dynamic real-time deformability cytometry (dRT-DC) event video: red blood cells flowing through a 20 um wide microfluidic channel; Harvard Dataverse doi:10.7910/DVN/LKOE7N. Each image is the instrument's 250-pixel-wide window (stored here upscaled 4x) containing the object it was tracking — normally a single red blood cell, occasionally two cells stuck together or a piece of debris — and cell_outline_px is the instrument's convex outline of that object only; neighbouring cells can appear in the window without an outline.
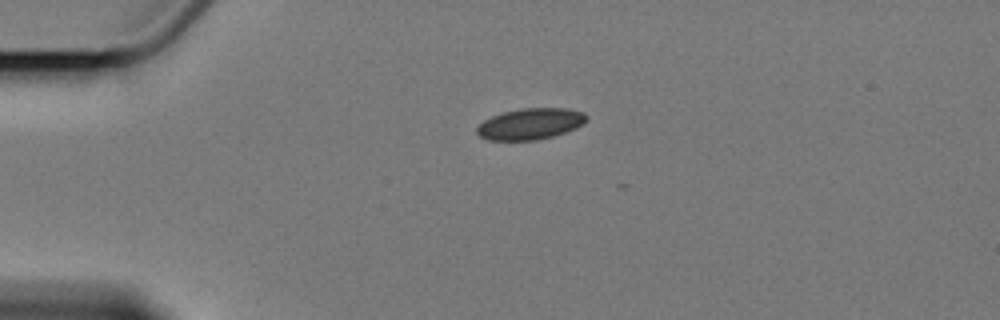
{"species": "Egyptian fruit bat (a non-hibernating species)", "species_latin": "Rousettus aegyptiacus", "temperature_condition": "cold", "stored_images_in_passage": 3, "camera_frame_rate_fps": 3000, "um_per_image_px": 0.085, "animal": {"sex": "female"}, "frame": {"image": 1, "passage_image": 1, "time_ms": 0.0, "image_size_px": [1000, 320], "cell_outline_px": [[588, 120], [576, 128], [552, 136], [536, 140], [488, 140], [480, 136], [476, 132], [476, 128], [484, 120], [492, 116], [504, 112], [520, 108], [568, 108], [584, 112], [588, 116]], "centroid_in_image_um": [45.1, 10.52], "position_along_channel_um": 39.9, "area_um2": 19.94}}